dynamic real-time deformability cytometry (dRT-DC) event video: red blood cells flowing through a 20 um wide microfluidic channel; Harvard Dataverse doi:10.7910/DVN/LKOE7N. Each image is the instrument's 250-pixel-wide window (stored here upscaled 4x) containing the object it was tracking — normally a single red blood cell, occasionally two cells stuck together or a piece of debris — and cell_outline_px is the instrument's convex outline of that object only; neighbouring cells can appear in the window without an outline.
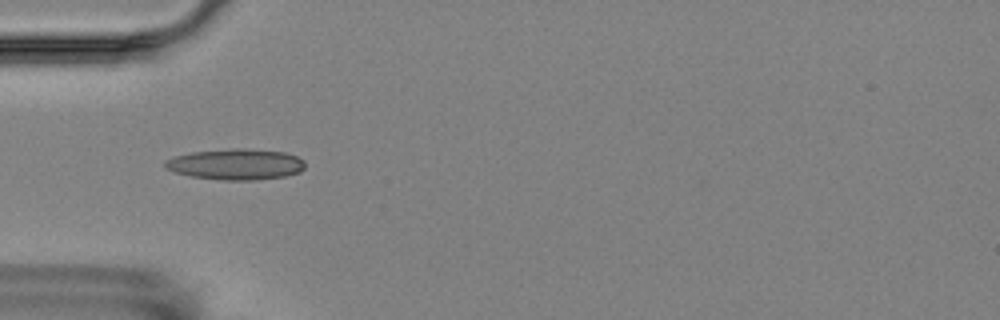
{"species": "Egyptian fruit bat (a non-hibernating species)", "species_latin": "Rousettus aegyptiacus", "temperature_condition": "room temperature", "stored_images_in_passage": 6, "camera_frame_rate_fps": 3000, "um_per_image_px": 0.085, "animal": {"sex": "female"}, "frame": {"image": 1, "passage_image": 3, "time_ms": 2.333, "image_size_px": [1000, 320], "cell_outline_px": [[304, 168], [300, 172], [284, 176], [256, 180], [220, 180], [192, 176], [176, 172], [164, 168], [164, 160], [176, 156], [192, 152], [232, 148], [244, 148], [284, 152], [296, 156], [304, 160]], "centroid_in_image_um": [20.05, 13.96], "position_along_channel_um": 65.0, "area_um2": 25.2}}
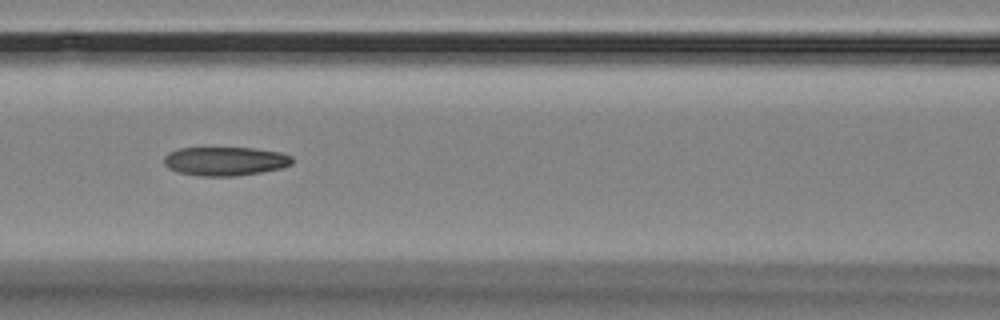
{"frame": {"image": 2, "passage_image": 5, "time_ms": 4.667, "image_size_px": [1000, 320], "cell_outline_px": [[292, 164], [280, 168], [260, 172], [236, 176], [200, 176], [180, 172], [168, 168], [164, 164], [164, 156], [168, 152], [180, 148], [252, 148], [280, 152], [292, 156]], "centroid_in_image_um": [19.12, 13.7], "position_along_channel_um": 147.5, "area_um2": 21.44}}
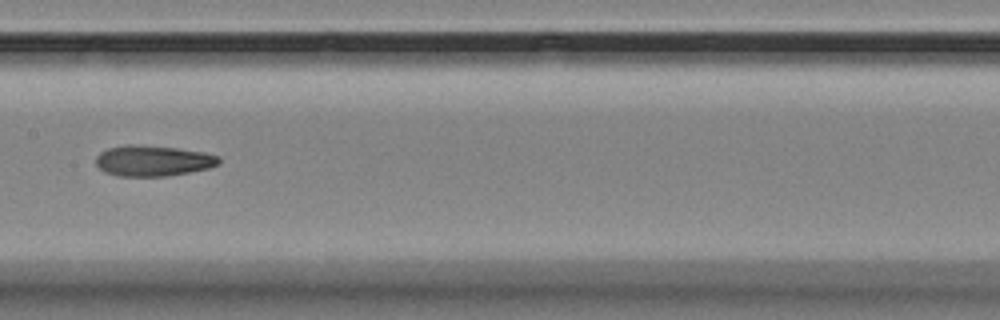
{"frame": {"image": 3, "passage_image": 6, "time_ms": 6.0, "image_size_px": [1000, 320], "cell_outline_px": [[220, 164], [208, 168], [168, 176], [116, 176], [104, 172], [96, 164], [96, 156], [100, 152], [108, 148], [128, 144], [136, 144], [176, 148], [204, 152], [220, 156]], "centroid_in_image_um": [13.0, 13.66], "position_along_channel_um": 194.4, "area_um2": 22.14}}